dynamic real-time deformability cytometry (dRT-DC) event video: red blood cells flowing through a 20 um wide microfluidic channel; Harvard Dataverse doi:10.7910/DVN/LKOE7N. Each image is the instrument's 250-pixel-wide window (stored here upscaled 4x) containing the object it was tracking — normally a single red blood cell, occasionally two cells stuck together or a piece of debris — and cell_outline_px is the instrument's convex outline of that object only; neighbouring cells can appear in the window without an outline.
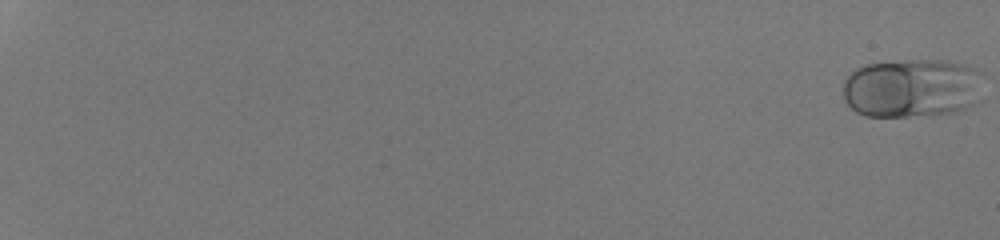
{"species": "human", "species_latin": "Homo sapiens", "temperature_condition": "room temperature", "stored_images_in_passage": 54, "camera_frame_rate_fps": 3000, "um_per_image_px": 0.085, "donor": {"sex": "male"}, "frame": {"image": 1, "passage_image": 1, "time_ms": 0.0, "image_size_px": [1000, 240], "cell_outline_px": [[984, 100], [976, 104], [956, 112], [932, 116], [864, 116], [856, 112], [844, 100], [844, 80], [856, 68], [868, 64], [908, 60], [948, 60], [964, 64], [984, 72]], "centroid_in_image_um": [77.65, 7.5], "position_along_channel_um": 7.3, "area_um2": 49.65}}
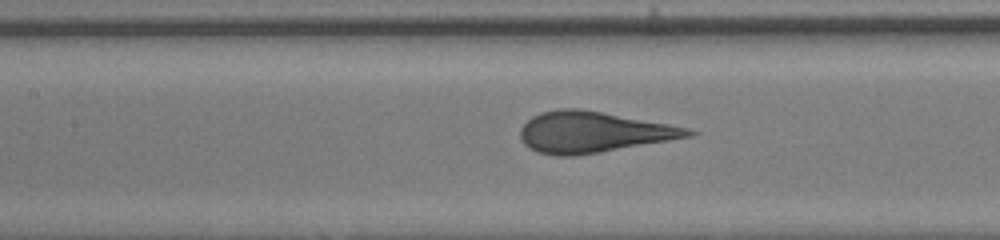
{"frame": {"image": 2, "passage_image": 31, "time_ms": 10.0, "image_size_px": [1000, 240], "cell_outline_px": [[700, 132], [692, 136], [600, 152], [572, 156], [556, 156], [536, 152], [524, 144], [520, 136], [520, 128], [532, 116], [540, 112], [560, 108], [580, 108], [668, 124], [688, 128]], "centroid_in_image_um": [50.38, 11.23], "position_along_channel_um": 157.0, "area_um2": 39.88}}
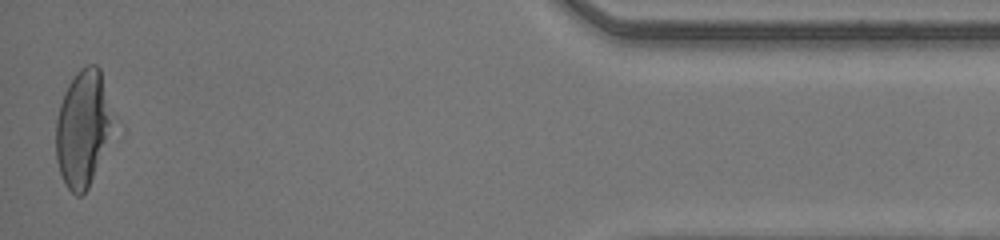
{"frame": {"image": 3, "passage_image": 54, "time_ms": 17.667, "image_size_px": [1000, 240], "cell_outline_px": [[108, 124], [104, 140], [88, 188], [80, 196], [76, 196], [64, 184], [56, 160], [56, 120], [60, 104], [64, 92], [68, 84], [76, 72], [80, 68], [88, 64], [96, 64], [100, 68], [108, 120]], "centroid_in_image_um": [6.89, 10.9], "position_along_channel_um": 428.3, "area_um2": 35.95}}